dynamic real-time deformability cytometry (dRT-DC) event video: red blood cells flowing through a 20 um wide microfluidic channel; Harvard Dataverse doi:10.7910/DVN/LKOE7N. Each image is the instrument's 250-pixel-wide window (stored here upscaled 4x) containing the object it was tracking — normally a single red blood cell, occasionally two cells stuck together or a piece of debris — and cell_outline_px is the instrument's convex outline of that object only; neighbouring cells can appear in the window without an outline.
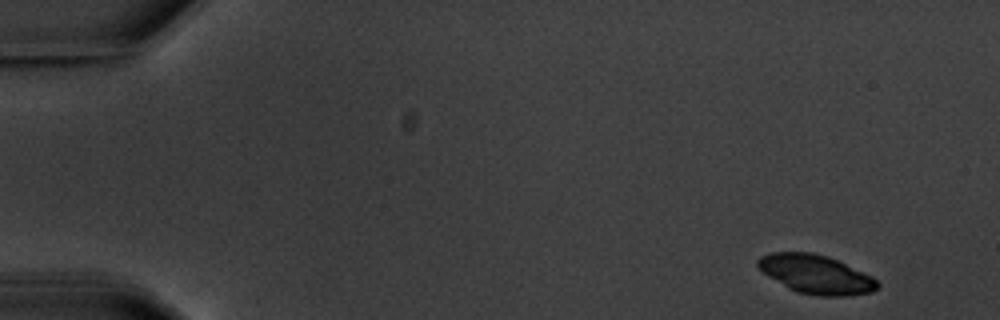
{"species": "common noctule bat (a hibernating species)", "species_latin": "Nyctalus noctula", "temperature_condition": "warm", "stored_images_in_passage": 6, "camera_frame_rate_fps": 3000, "um_per_image_px": 0.085, "animal": {"sex": "male", "body_mass_g": 20.1, "forearm_length_mm": 53.5}, "frame": {"image": 1, "passage_image": 1, "time_ms": 0.0, "image_size_px": [1000, 320], "cell_outline_px": [[880, 284], [872, 292], [844, 296], [820, 296], [796, 292], [788, 288], [768, 276], [756, 268], [756, 260], [760, 256], [772, 252], [812, 252], [828, 256], [872, 276]], "centroid_in_image_um": [69.31, 23.31], "position_along_channel_um": 15.7, "area_um2": 27.11}}